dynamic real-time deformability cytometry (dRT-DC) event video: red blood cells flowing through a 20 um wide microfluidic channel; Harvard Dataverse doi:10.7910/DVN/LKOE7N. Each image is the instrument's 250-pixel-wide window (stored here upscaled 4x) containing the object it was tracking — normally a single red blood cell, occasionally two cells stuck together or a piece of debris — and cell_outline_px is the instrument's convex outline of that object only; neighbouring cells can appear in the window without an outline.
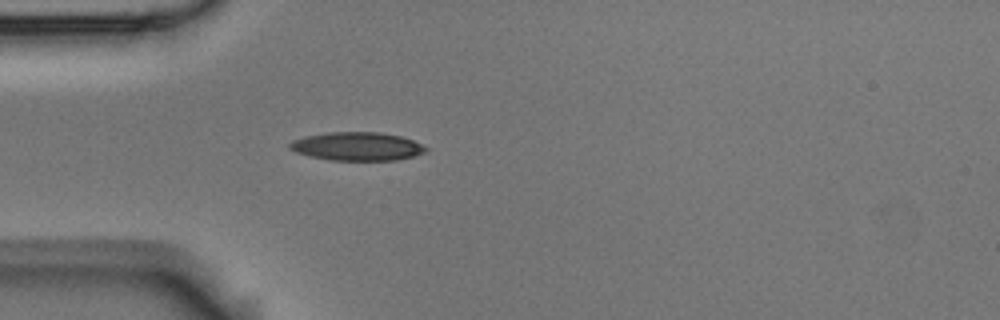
{"species": "Egyptian fruit bat (a non-hibernating species)", "species_latin": "Rousettus aegyptiacus", "temperature_condition": "room temperature", "stored_images_in_passage": 5, "camera_frame_rate_fps": 3000, "um_per_image_px": 0.085, "animal": {"sex": "male"}, "frame": {"image": 1, "passage_image": 5, "time_ms": 1.333, "image_size_px": [1000, 320], "cell_outline_px": [[428, 152], [396, 160], [332, 160], [312, 156], [296, 152], [288, 148], [288, 144], [292, 140], [304, 136], [328, 132], [380, 132], [400, 136], [412, 140], [428, 148]], "centroid_in_image_um": [30.34, 12.43], "position_along_channel_um": 54.7, "area_um2": 22.48}}